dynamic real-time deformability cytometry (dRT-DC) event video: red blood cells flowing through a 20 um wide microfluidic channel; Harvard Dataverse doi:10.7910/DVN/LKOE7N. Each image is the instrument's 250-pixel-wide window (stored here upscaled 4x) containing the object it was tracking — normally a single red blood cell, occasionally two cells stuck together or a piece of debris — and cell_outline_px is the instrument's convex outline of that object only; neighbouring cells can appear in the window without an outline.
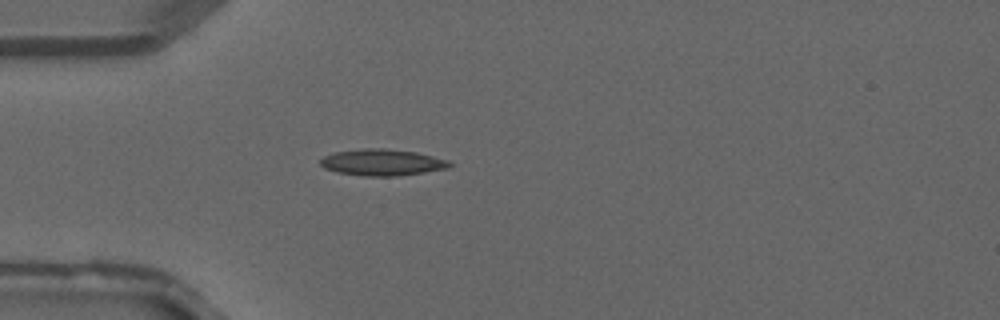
{"species": "common noctule bat (a hibernating species)", "species_latin": "Nyctalus noctula", "temperature_condition": "warm", "stored_images_in_passage": 39, "camera_frame_rate_fps": 3000, "um_per_image_px": 0.085, "animal": {"sex": "male", "forearm_length_mm": 52.5}, "frame": {"image": 1, "passage_image": 11, "time_ms": 3.333, "image_size_px": [1000, 320], "cell_outline_px": [[452, 164], [448, 168], [400, 176], [364, 176], [336, 172], [324, 168], [320, 164], [320, 160], [324, 156], [336, 152], [364, 148], [384, 148], [416, 152], [448, 160]], "centroid_in_image_um": [32.48, 13.81], "position_along_channel_um": 52.5, "area_um2": 19.88}}
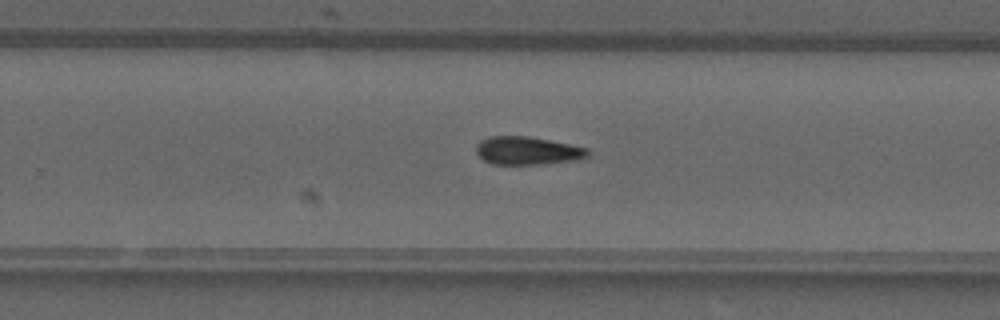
{"frame": {"image": 2, "passage_image": 25, "time_ms": 8.0, "image_size_px": [1000, 320], "cell_outline_px": [[592, 152], [588, 156], [580, 160], [544, 164], [492, 164], [484, 160], [476, 152], [476, 144], [480, 140], [488, 136], [528, 136], [588, 148]], "centroid_in_image_um": [44.85, 12.81], "position_along_channel_um": 284.9, "area_um2": 18.44}}
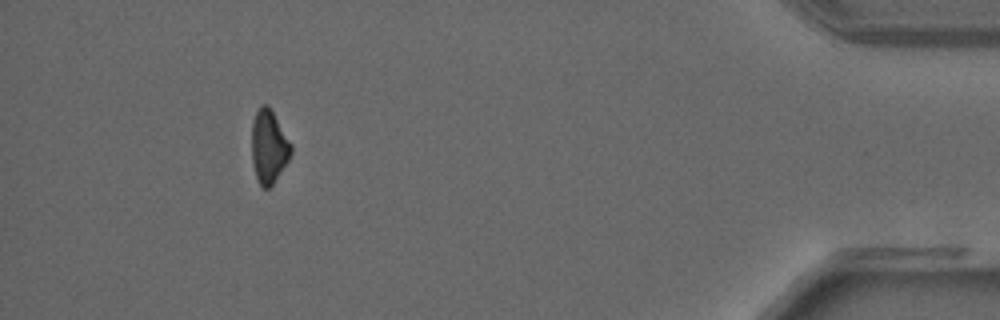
{"frame": {"image": 3, "passage_image": 36, "time_ms": 11.667, "image_size_px": [1000, 320], "cell_outline_px": [[292, 152], [288, 160], [272, 184], [268, 188], [264, 188], [260, 184], [256, 176], [252, 164], [252, 120], [260, 104], [268, 104], [292, 144]], "centroid_in_image_um": [22.84, 12.42], "position_along_channel_um": 412.4, "area_um2": 16.7}}